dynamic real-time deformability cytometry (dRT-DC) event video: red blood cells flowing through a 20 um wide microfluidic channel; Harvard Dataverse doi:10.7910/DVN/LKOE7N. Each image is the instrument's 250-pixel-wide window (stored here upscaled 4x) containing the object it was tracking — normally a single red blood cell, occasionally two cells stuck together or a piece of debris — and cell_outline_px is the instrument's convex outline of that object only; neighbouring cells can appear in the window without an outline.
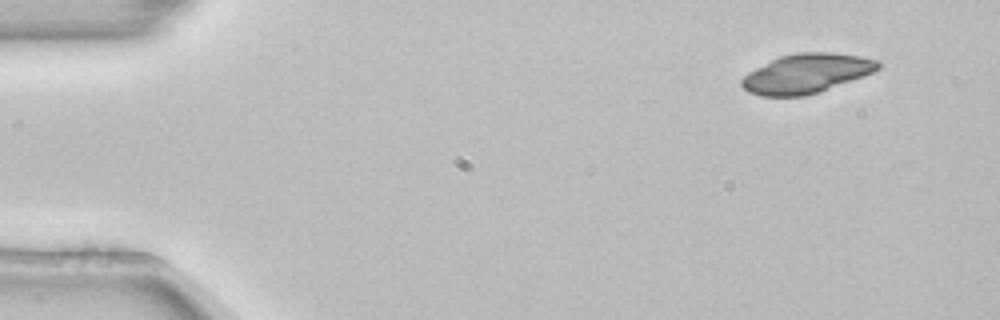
{"species": "common noctule bat (a hibernating species)", "species_latin": "Nyctalus noctula", "temperature_condition": "room temperature", "stored_images_in_passage": 4, "camera_frame_rate_fps": 3000, "um_per_image_px": 0.085, "animal": {"sex": "female", "body_mass_g": 22.7, "forearm_length_mm": 54.2}, "frame": {"image": 1, "passage_image": 1, "time_ms": 0.0, "image_size_px": [1000, 320], "cell_outline_px": [[880, 68], [876, 72], [820, 92], [804, 96], [760, 96], [748, 92], [740, 84], [740, 80], [748, 72], [780, 56], [796, 52], [832, 52], [860, 56], [880, 60]], "centroid_in_image_um": [68.58, 6.25], "position_along_channel_um": 16.4, "area_um2": 31.56}}